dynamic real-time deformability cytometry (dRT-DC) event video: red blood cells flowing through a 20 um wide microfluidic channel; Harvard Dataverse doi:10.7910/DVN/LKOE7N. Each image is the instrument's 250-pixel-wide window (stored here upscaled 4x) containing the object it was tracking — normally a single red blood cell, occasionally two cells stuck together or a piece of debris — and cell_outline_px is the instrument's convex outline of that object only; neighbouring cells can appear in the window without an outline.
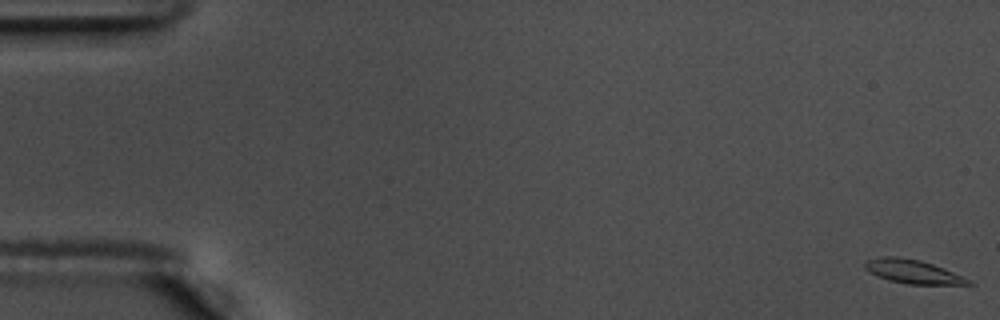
{"species": "common noctule bat (a hibernating species)", "species_latin": "Nyctalus noctula", "temperature_condition": "warm", "stored_images_in_passage": 58, "camera_frame_rate_fps": 3000, "um_per_image_px": 0.085, "animal": {"sex": "male", "body_mass_g": 17.5, "forearm_length_mm": 52.3}, "frame": {"image": 1, "passage_image": 1, "time_ms": 0.0, "image_size_px": [1000, 320], "cell_outline_px": [[976, 284], [908, 284], [888, 280], [876, 276], [864, 268], [864, 260], [880, 256], [896, 256], [920, 260], [944, 268], [972, 280]], "centroid_in_image_um": [77.56, 23.07], "position_along_channel_um": 7.4, "area_um2": 14.45}}
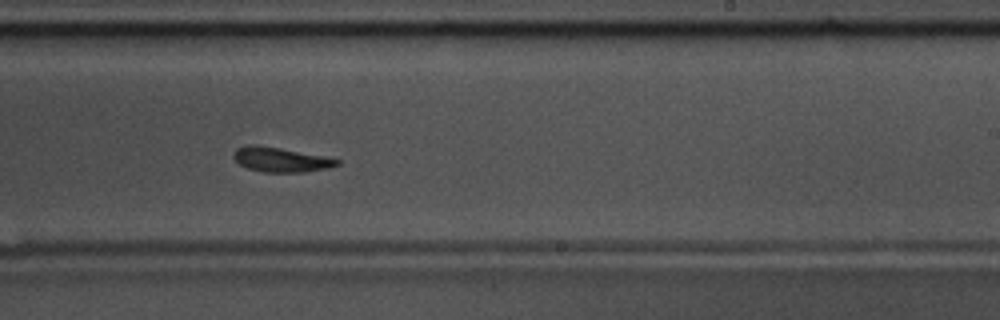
{"frame": {"image": 2, "passage_image": 36, "time_ms": 11.667, "image_size_px": [1000, 320], "cell_outline_px": [[340, 164], [328, 168], [304, 172], [264, 172], [248, 168], [240, 164], [232, 156], [236, 148], [248, 144], [256, 144], [280, 148], [340, 160]], "centroid_in_image_um": [23.82, 13.56], "position_along_channel_um": 265.2, "area_um2": 14.62}}
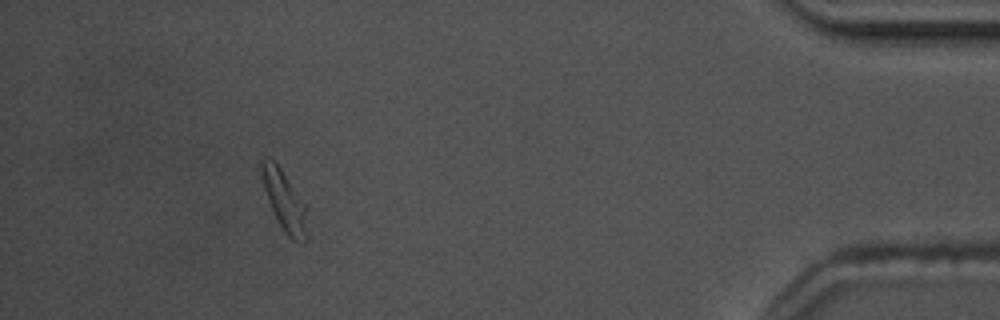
{"frame": {"image": 3, "passage_image": 53, "time_ms": 17.333, "image_size_px": [1000, 320], "cell_outline_px": [[308, 236], [304, 244], [292, 240], [284, 232], [268, 200], [264, 188], [260, 164], [264, 156], [268, 156], [280, 168], [308, 204]], "centroid_in_image_um": [24.26, 17.11], "position_along_channel_um": 410.9, "area_um2": 16.42}, "authors_computed_cell_mechanics": {"area_um2": 14.9702, "velocity_mm_per_s": 3.5942, "shape_relaxation_time_tau1_ms": 4.3046, "shape_relaxation_time_tau2_ms": 7.1497, "deformation_change_tau1": 0.158, "deformation_change_tau2": 0.1217}}